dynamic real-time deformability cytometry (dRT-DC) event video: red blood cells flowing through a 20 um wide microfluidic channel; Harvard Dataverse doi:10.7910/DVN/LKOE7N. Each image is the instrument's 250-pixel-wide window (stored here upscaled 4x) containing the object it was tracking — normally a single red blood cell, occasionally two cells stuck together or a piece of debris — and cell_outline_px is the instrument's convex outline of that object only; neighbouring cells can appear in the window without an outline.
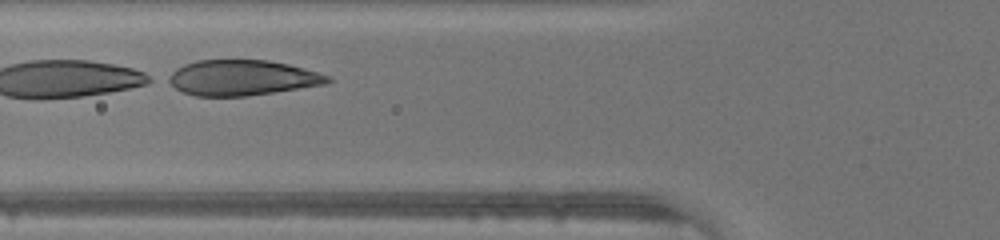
{"species": "human", "species_latin": "Homo sapiens", "temperature_condition": "warm", "stored_images_in_passage": 14, "segment_of_instrument_passage": [2, 2], "camera_frame_rate_fps": 3000, "um_per_image_px": 0.085, "donor": {"sex": "male"}, "frame": {"image": 1, "passage_image": 8, "time_ms": 2.333, "image_size_px": [1000, 240], "cell_outline_px": [[332, 80], [328, 84], [248, 96], [196, 96], [184, 92], [176, 88], [164, 80], [164, 76], [176, 68], [184, 64], [196, 60], [268, 60], [288, 64], [332, 76]], "centroid_in_image_um": [20.55, 6.61], "position_along_channel_um": 105.2, "area_um2": 33.23}}